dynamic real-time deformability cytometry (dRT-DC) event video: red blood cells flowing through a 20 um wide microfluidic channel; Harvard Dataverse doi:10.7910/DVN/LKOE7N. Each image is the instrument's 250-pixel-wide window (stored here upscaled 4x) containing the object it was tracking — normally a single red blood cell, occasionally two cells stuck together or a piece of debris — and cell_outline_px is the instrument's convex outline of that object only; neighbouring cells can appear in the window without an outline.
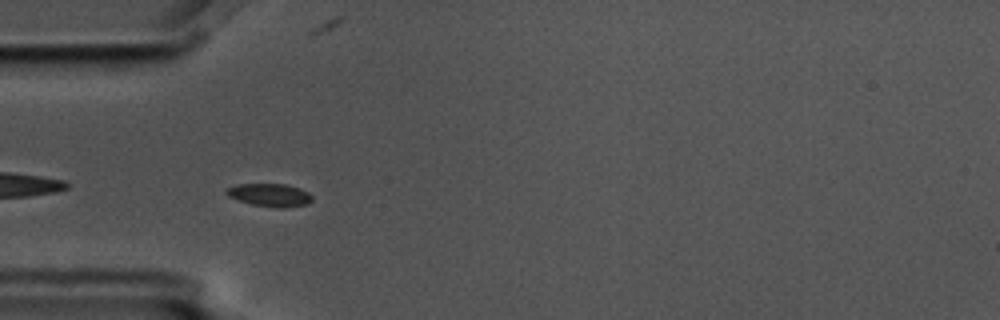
{"species": "common noctule bat (a hibernating species)", "species_latin": "Nyctalus noctula", "temperature_condition": "cold", "stored_images_in_passage": 7, "camera_frame_rate_fps": 3000, "um_per_image_px": 0.085, "animal": {"sex": "male", "body_mass_g": 17.5, "forearm_length_mm": 52.3}, "frame": {"image": 1, "passage_image": 4, "time_ms": 1.0, "image_size_px": [1000, 320], "cell_outline_px": [[312, 200], [308, 204], [284, 208], [276, 208], [252, 204], [228, 196], [224, 192], [228, 188], [236, 184], [284, 184], [300, 188], [308, 192], [312, 196]], "centroid_in_image_um": [22.96, 16.58], "position_along_channel_um": 62.0, "area_um2": 11.44}}